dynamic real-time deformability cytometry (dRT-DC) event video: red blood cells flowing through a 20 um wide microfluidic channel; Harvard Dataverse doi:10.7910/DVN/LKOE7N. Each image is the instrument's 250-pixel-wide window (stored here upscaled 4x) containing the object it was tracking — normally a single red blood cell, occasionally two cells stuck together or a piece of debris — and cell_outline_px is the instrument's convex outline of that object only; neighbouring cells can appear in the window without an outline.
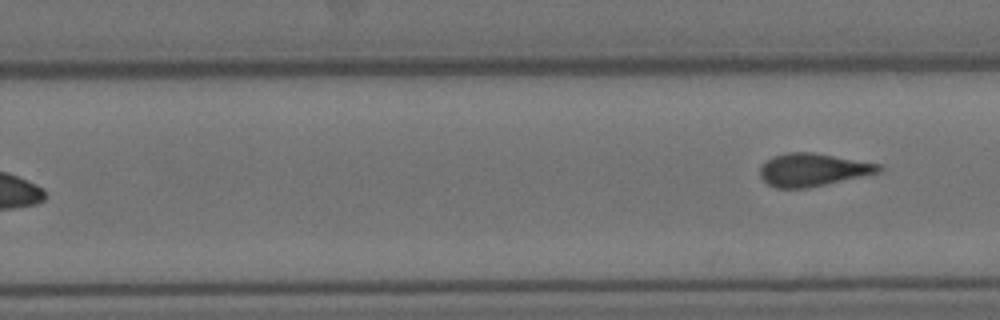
{"species": "Egyptian fruit bat (a non-hibernating species)", "species_latin": "Rousettus aegyptiacus", "temperature_condition": "cold", "stored_images_in_passage": 11, "segment_of_instrument_passage": [2, 2], "camera_frame_rate_fps": 3000, "um_per_image_px": 0.085, "animal": {"sex": "female"}, "frame": {"image": 1, "passage_image": 11, "time_ms": 13.0, "image_size_px": [1000, 320], "cell_outline_px": [[884, 168], [880, 172], [808, 188], [776, 188], [768, 184], [760, 176], [760, 164], [772, 156], [788, 152], [812, 152], [884, 164]], "centroid_in_image_um": [69.1, 14.42], "position_along_channel_um": 260.7, "area_um2": 22.95}}